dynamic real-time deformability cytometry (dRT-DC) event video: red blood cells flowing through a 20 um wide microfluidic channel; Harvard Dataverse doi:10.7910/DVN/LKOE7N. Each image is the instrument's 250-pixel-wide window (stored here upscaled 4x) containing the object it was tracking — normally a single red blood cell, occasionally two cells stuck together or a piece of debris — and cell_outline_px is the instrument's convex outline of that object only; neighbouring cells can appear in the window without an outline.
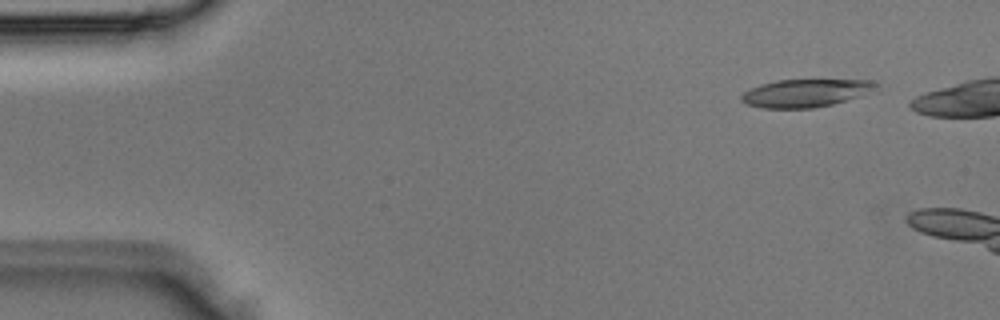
{"species": "Egyptian fruit bat (a non-hibernating species)", "species_latin": "Rousettus aegyptiacus", "temperature_condition": "room temperature", "stored_images_in_passage": 2, "camera_frame_rate_fps": 3000, "um_per_image_px": 0.085, "animal": {"sex": "male"}, "frame": {"image": 1, "passage_image": 1, "time_ms": 0.0, "image_size_px": [1000, 320], "cell_outline_px": [[880, 92], [832, 104], [812, 108], [764, 108], [744, 104], [740, 100], [740, 96], [748, 88], [760, 84], [776, 80], [872, 80], [880, 84]], "centroid_in_image_um": [68.57, 7.9], "position_along_channel_um": 16.4, "area_um2": 22.54}}